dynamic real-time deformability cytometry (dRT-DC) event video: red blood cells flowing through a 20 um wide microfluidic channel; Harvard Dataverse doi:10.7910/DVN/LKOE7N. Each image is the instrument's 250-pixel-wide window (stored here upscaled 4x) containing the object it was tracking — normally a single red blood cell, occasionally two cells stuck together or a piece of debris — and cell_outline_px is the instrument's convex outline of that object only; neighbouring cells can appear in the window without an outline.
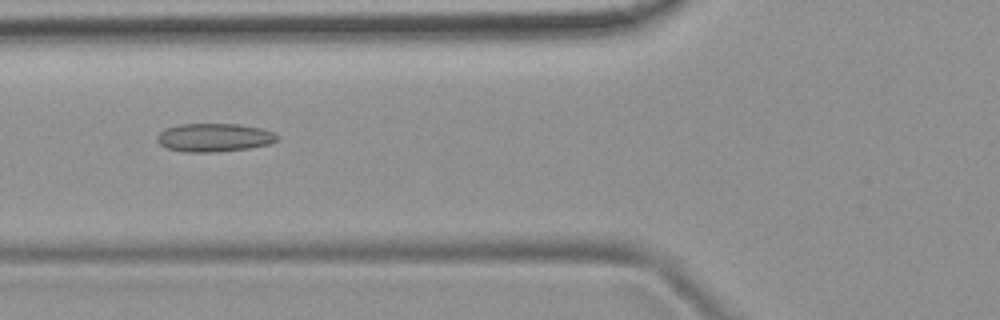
{"species": "common noctule bat (a hibernating species)", "species_latin": "Nyctalus noctula", "temperature_condition": "room temperature", "stored_images_in_passage": 47, "camera_frame_rate_fps": 3000, "um_per_image_px": 0.085, "animal": {"sex": "female", "body_mass_g": 19.9}, "frame": {"image": 1, "passage_image": 15, "time_ms": 4.667, "image_size_px": [1000, 320], "cell_outline_px": [[280, 140], [268, 144], [248, 148], [216, 152], [184, 152], [168, 148], [160, 144], [156, 140], [156, 136], [164, 128], [180, 124], [240, 124], [260, 128], [272, 132], [280, 136]], "centroid_in_image_um": [18.2, 11.69], "position_along_channel_um": 107.6, "area_um2": 19.94}}
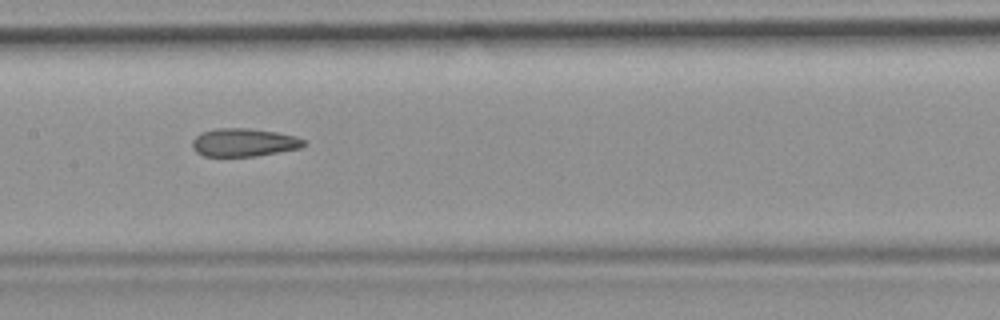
{"frame": {"image": 2, "passage_image": 21, "time_ms": 6.667, "image_size_px": [1000, 320], "cell_outline_px": [[308, 144], [300, 148], [256, 156], [204, 156], [196, 152], [192, 148], [192, 140], [200, 132], [216, 128], [248, 128], [276, 132], [296, 136], [304, 140]], "centroid_in_image_um": [20.72, 12.1], "position_along_channel_um": 186.7, "area_um2": 18.38}}
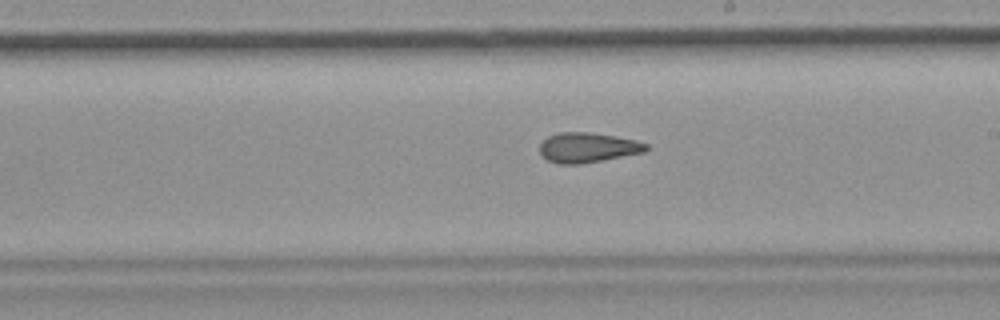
{"frame": {"image": 3, "passage_image": 25, "time_ms": 8.0, "image_size_px": [1000, 320], "cell_outline_px": [[648, 148], [644, 152], [580, 164], [556, 164], [540, 156], [540, 144], [548, 136], [560, 132], [588, 132], [616, 136], [636, 140], [648, 144]], "centroid_in_image_um": [49.93, 12.54], "position_along_channel_um": 239.1, "area_um2": 18.55}, "authors_computed_cell_mechanics": {"area_um2": 18.8428, "velocity_mm_per_s": 3.9526, "shape_relaxation_time_tau1_ms": null, "shape_relaxation_time_tau2_ms": 2.2491, "deformation_change_tau1": null, "deformation_change_tau2": 0.102}}